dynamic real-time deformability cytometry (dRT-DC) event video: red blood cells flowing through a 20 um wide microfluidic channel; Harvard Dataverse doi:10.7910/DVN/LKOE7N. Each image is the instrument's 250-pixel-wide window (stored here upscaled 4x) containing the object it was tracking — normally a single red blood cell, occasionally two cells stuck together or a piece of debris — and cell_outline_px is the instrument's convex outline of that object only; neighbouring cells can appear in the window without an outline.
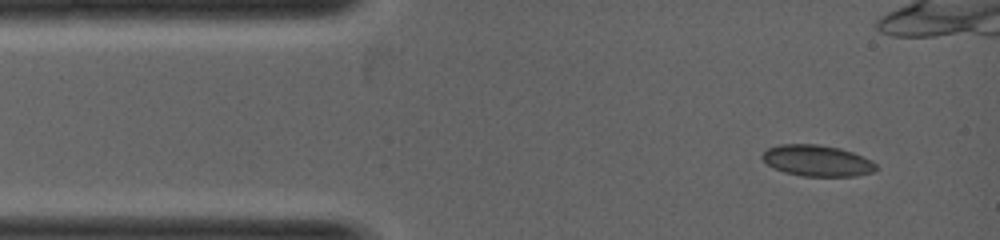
{"species": "common noctule bat (a hibernating species)", "species_latin": "Nyctalus noctula", "temperature_condition": "warm", "stored_images_in_passage": 5, "camera_frame_rate_fps": 5000, "um_per_image_px": 0.085, "animal": {"sex": "female", "body_mass_g": 19.0, "forearm_length_mm": 53.3}, "frame": {"image": 1, "passage_image": 1, "time_ms": 0.0, "image_size_px": [1000, 240], "cell_outline_px": [[876, 168], [872, 172], [856, 176], [800, 176], [784, 172], [772, 168], [760, 156], [768, 148], [780, 144], [820, 144], [840, 148], [852, 152], [872, 160], [876, 164]], "centroid_in_image_um": [69.44, 13.65], "position_along_channel_um": 15.6, "area_um2": 20.75}}
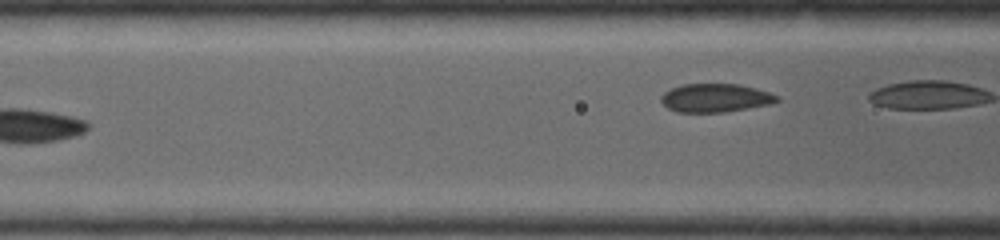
{"frame": {"image": 2, "passage_image": 5, "time_ms": 2.4, "image_size_px": [1000, 240], "cell_outline_px": [[780, 100], [768, 104], [748, 108], [724, 112], [676, 112], [668, 108], [660, 100], [660, 96], [664, 92], [672, 88], [684, 84], [740, 84], [756, 88], [780, 96]], "centroid_in_image_um": [60.8, 8.32], "position_along_channel_um": 105.8, "area_um2": 19.19}}